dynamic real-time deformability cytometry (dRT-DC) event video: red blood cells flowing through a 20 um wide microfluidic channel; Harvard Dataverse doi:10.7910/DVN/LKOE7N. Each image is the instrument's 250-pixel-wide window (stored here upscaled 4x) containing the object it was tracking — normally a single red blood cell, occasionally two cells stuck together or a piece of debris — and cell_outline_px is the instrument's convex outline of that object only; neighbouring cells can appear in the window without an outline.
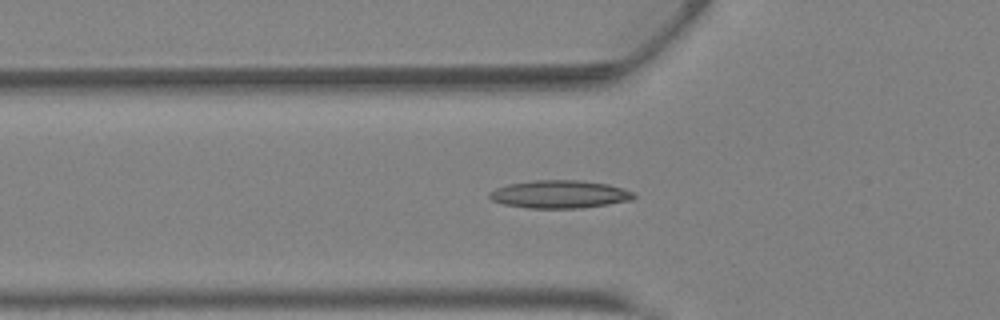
{"species": "Egyptian fruit bat (a non-hibernating species)", "species_latin": "Rousettus aegyptiacus", "temperature_condition": "warm", "stored_images_in_passage": 32, "camera_frame_rate_fps": 3000, "um_per_image_px": 0.085, "animal": {"sex": "female"}, "frame": {"image": 1, "passage_image": 4, "time_ms": 1.0, "image_size_px": [1000, 320], "cell_outline_px": [[636, 196], [632, 200], [608, 204], [580, 208], [528, 208], [504, 204], [492, 200], [488, 196], [488, 192], [496, 188], [508, 184], [536, 180], [580, 180], [608, 184], [632, 192]], "centroid_in_image_um": [47.54, 16.51], "position_along_channel_um": 78.3, "area_um2": 23.35}}
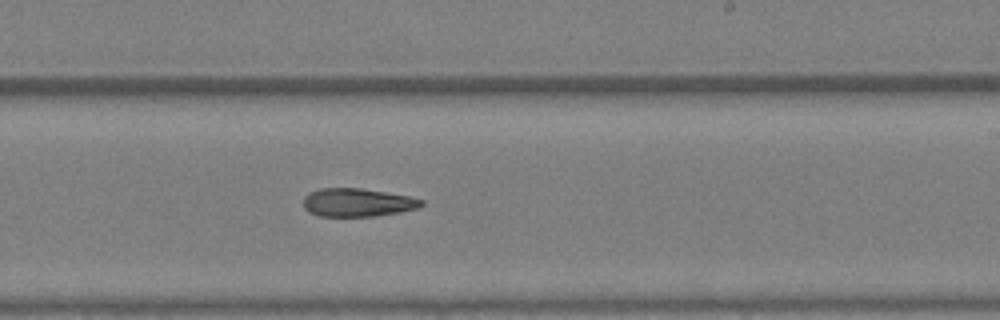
{"frame": {"image": 2, "passage_image": 15, "time_ms": 4.667, "image_size_px": [1000, 320], "cell_outline_px": [[424, 204], [416, 208], [400, 212], [376, 216], [320, 216], [308, 212], [304, 208], [304, 196], [308, 192], [320, 188], [360, 188], [408, 196], [424, 200]], "centroid_in_image_um": [30.35, 17.21], "position_along_channel_um": 258.6, "area_um2": 19.42}}
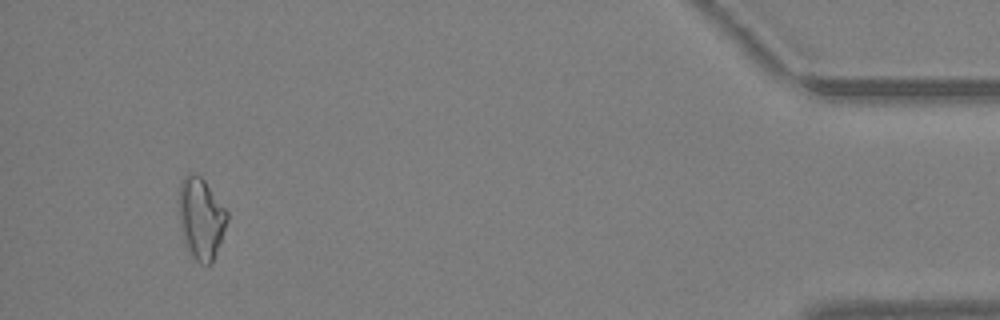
{"frame": {"image": 3, "passage_image": 29, "time_ms": 9.333, "image_size_px": [1000, 320], "cell_outline_px": [[228, 220], [212, 264], [200, 264], [192, 256], [184, 244], [176, 208], [176, 200], [180, 184], [184, 176], [188, 172], [192, 172], [200, 176], [204, 180], [228, 212]], "centroid_in_image_um": [17.03, 18.54], "position_along_channel_um": 418.2, "area_um2": 23.47}}